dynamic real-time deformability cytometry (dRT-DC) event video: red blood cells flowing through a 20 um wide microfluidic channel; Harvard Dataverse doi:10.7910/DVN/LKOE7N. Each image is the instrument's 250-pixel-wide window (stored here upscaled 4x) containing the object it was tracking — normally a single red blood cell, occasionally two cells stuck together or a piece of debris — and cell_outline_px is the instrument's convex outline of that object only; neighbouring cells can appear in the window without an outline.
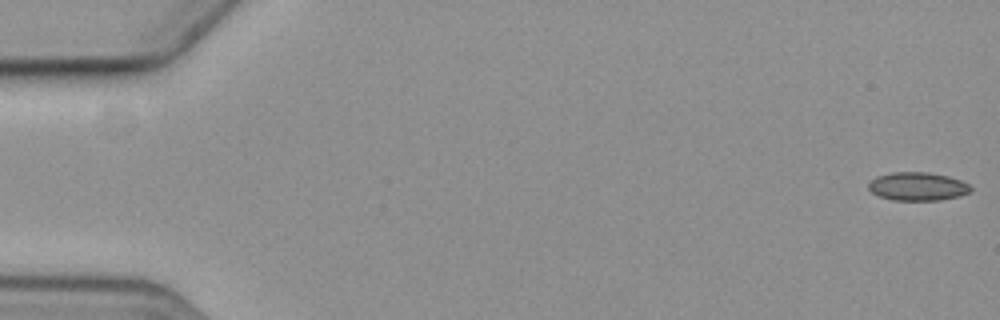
{"species": "common noctule bat (a hibernating species)", "species_latin": "Nyctalus noctula", "temperature_condition": "cold", "stored_images_in_passage": 7, "camera_frame_rate_fps": 3000, "um_per_image_px": 0.085, "animal": {"sex": "female", "body_mass_g": 19.3, "forearm_length_mm": 54.1}, "frame": {"image": 1, "passage_image": 1, "time_ms": 0.0, "image_size_px": [1000, 320], "cell_outline_px": [[972, 188], [968, 192], [960, 196], [940, 200], [892, 200], [880, 196], [872, 192], [868, 188], [868, 184], [876, 176], [892, 172], [928, 172], [948, 176], [960, 180], [968, 184]], "centroid_in_image_um": [77.99, 15.84], "position_along_channel_um": 7.0, "area_um2": 16.82}}
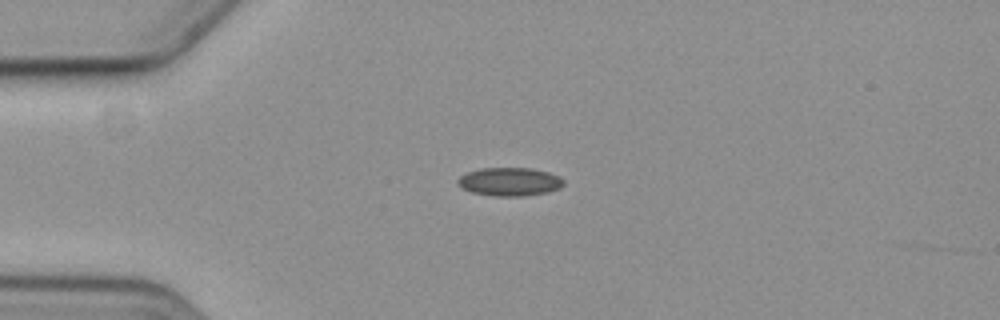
{"frame": {"image": 2, "passage_image": 5, "time_ms": 4.667, "image_size_px": [1000, 320], "cell_outline_px": [[564, 184], [560, 188], [548, 192], [520, 196], [496, 196], [472, 192], [464, 188], [456, 180], [460, 176], [468, 172], [480, 168], [532, 168], [548, 172], [560, 176], [564, 180]], "centroid_in_image_um": [43.36, 15.43], "position_along_channel_um": 41.6, "area_um2": 17.4}}
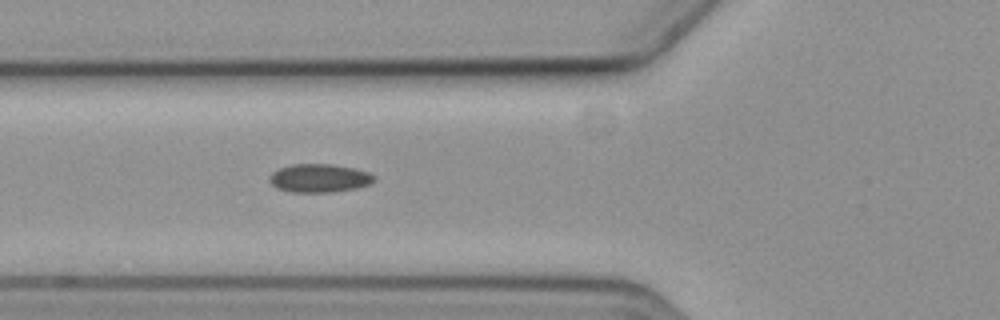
{"frame": {"image": 3, "passage_image": 7, "time_ms": 7.0, "image_size_px": [1000, 320], "cell_outline_px": [[376, 180], [368, 184], [356, 188], [328, 192], [292, 192], [276, 188], [268, 180], [268, 176], [272, 172], [280, 168], [292, 164], [332, 164], [352, 168], [368, 172]], "centroid_in_image_um": [27.08, 15.14], "position_along_channel_um": 98.7, "area_um2": 17.17}}